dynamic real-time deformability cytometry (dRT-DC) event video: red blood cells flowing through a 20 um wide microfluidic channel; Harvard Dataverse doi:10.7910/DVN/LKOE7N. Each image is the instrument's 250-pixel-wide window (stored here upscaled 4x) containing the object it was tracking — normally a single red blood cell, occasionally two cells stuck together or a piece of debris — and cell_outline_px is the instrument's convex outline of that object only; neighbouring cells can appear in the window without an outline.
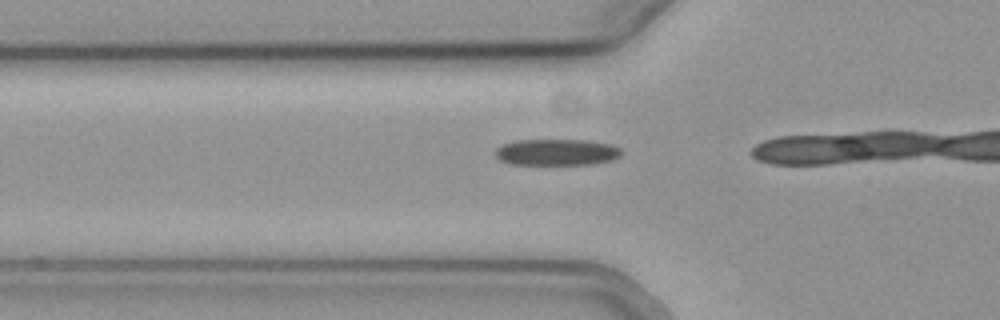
{"species": "common noctule bat (a hibernating species)", "species_latin": "Nyctalus noctula", "temperature_condition": "cold", "stored_images_in_passage": 7, "camera_frame_rate_fps": 3000, "um_per_image_px": 0.085, "animal": {"sex": "female", "body_mass_g": 19.3, "forearm_length_mm": 54.1}, "frame": {"image": 1, "passage_image": 3, "time_ms": 0.667, "image_size_px": [1000, 320], "cell_outline_px": [[620, 156], [612, 160], [592, 164], [512, 164], [500, 160], [496, 156], [496, 148], [504, 144], [516, 140], [584, 140], [612, 144], [620, 148]], "centroid_in_image_um": [47.33, 12.93], "position_along_channel_um": 78.5, "area_um2": 19.25}}
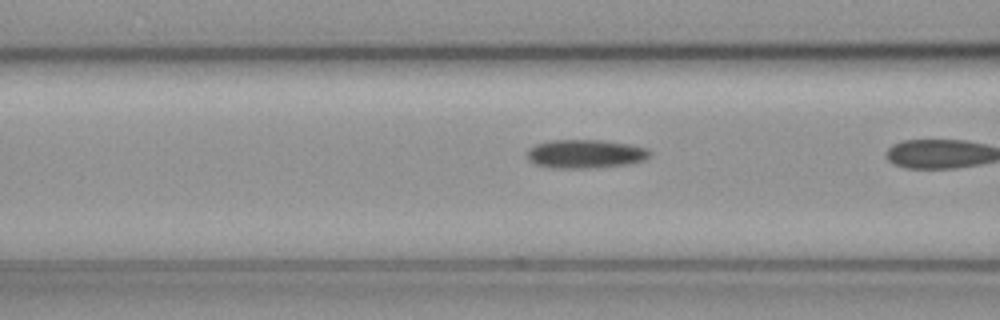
{"frame": {"image": 2, "passage_image": 6, "time_ms": 1.667, "image_size_px": [1000, 320], "cell_outline_px": [[652, 156], [644, 160], [628, 164], [588, 168], [560, 168], [536, 164], [528, 156], [528, 148], [536, 144], [548, 140], [604, 140], [632, 144], [648, 148], [652, 152]], "centroid_in_image_um": [49.84, 13.06], "position_along_channel_um": 116.8, "area_um2": 20.52}}